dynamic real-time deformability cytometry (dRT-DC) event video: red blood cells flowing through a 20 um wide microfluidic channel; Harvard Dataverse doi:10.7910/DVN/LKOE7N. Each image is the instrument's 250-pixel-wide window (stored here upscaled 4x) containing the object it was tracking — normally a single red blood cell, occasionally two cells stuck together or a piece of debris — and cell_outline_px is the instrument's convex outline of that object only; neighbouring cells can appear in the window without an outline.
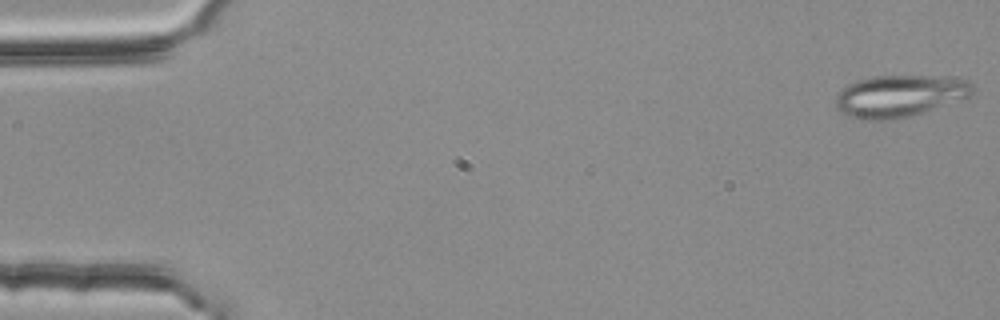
{"species": "common noctule bat (a hibernating species)", "species_latin": "Nyctalus noctula", "temperature_condition": "room temperature", "stored_images_in_passage": 2, "camera_frame_rate_fps": 3000, "um_per_image_px": 0.085, "animal": {"sex": "female", "body_mass_g": 25.1}, "frame": {"image": 1, "passage_image": 2, "time_ms": 0.333, "image_size_px": [1000, 320], "cell_outline_px": [[976, 88], [972, 96], [908, 116], [892, 120], [864, 120], [848, 116], [840, 112], [836, 108], [836, 96], [848, 84], [872, 76], [944, 76], [968, 80]], "centroid_in_image_um": [76.48, 8.15], "position_along_channel_um": 8.5, "area_um2": 33.41}}